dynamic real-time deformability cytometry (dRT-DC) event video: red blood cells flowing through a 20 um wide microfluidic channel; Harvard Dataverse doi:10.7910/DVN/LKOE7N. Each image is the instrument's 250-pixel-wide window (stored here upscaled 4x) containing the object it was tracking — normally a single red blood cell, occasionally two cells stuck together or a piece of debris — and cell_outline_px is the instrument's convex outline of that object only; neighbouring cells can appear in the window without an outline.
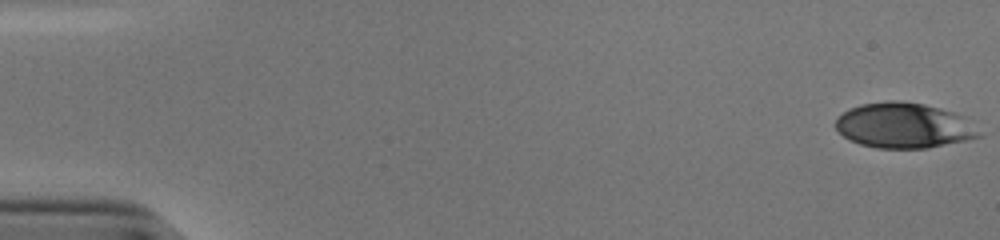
{"species": "human", "species_latin": "Homo sapiens", "temperature_condition": "cold", "stored_images_in_passage": 54, "camera_frame_rate_fps": 3000, "um_per_image_px": 0.085, "donor": {"sex": "male"}, "frame": {"image": 1, "passage_image": 1, "time_ms": 0.0, "image_size_px": [1000, 240], "cell_outline_px": [[984, 136], [928, 148], [876, 148], [860, 144], [848, 140], [836, 128], [836, 120], [848, 108], [860, 104], [888, 100], [900, 100], [924, 104], [956, 112], [964, 116]], "centroid_in_image_um": [76.84, 10.66], "position_along_channel_um": 8.2, "area_um2": 38.03}}
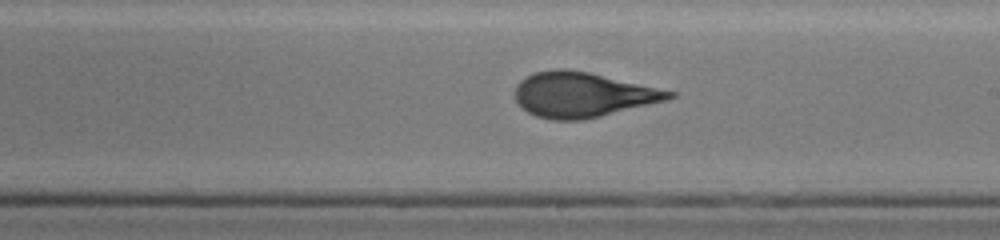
{"frame": {"image": 2, "passage_image": 32, "time_ms": 10.333, "image_size_px": [1000, 240], "cell_outline_px": [[676, 96], [668, 100], [584, 120], [552, 120], [536, 116], [528, 112], [516, 100], [516, 84], [520, 80], [536, 72], [552, 68], [564, 68], [588, 72], [676, 92]], "centroid_in_image_um": [49.52, 8.05], "position_along_channel_um": 239.5, "area_um2": 40.17}}
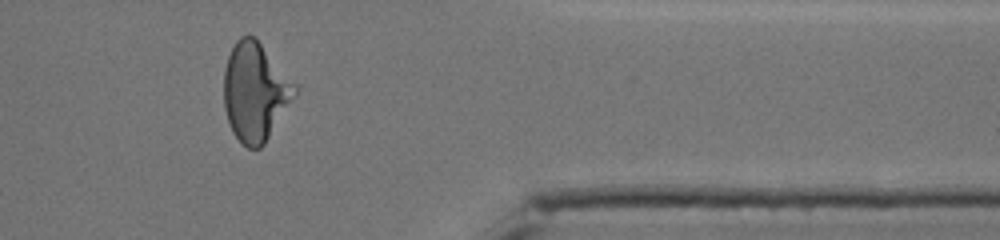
{"frame": {"image": 3, "passage_image": 45, "time_ms": 14.667, "image_size_px": [1000, 240], "cell_outline_px": [[300, 88], [264, 144], [260, 148], [248, 148], [232, 132], [224, 108], [224, 68], [228, 56], [236, 40], [240, 36], [256, 36]], "centroid_in_image_um": [21.7, 7.76], "position_along_channel_um": 389.7, "area_um2": 40.81}, "authors_computed_cell_mechanics": {"area_um2": 40.1421, "velocity_mm_per_s": 3.84, "shape_relaxation_time_tau1_ms": 4.0362, "shape_relaxation_time_tau2_ms": 1.0782, "deformation_change_tau1": 0.171, "deformation_change_tau2": 0.0689}}